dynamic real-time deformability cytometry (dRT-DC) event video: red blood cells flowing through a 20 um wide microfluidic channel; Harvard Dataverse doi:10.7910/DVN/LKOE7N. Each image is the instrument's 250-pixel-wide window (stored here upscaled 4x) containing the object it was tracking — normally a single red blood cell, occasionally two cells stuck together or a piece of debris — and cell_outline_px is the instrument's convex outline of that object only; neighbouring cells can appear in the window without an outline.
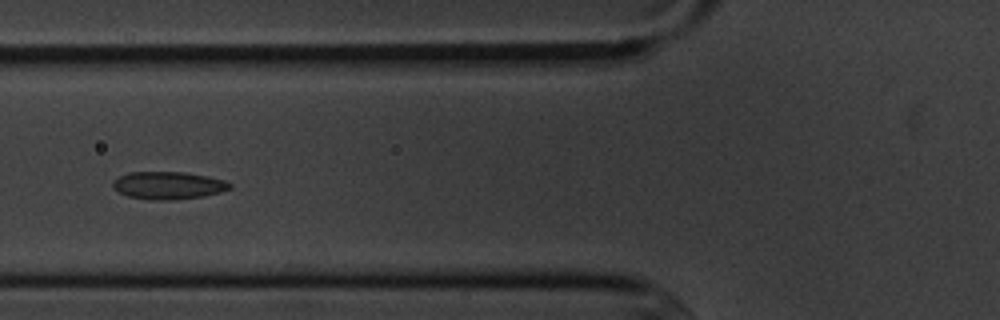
{"species": "common noctule bat (a hibernating species)", "species_latin": "Nyctalus noctula", "temperature_condition": "cold", "stored_images_in_passage": 15, "camera_frame_rate_fps": 3000, "um_per_image_px": 0.085, "animal": {"sex": "male", "body_mass_g": 20.1, "forearm_length_mm": 53.5}, "frame": {"image": 1, "passage_image": 6, "time_ms": 6.667, "image_size_px": [1000, 320], "cell_outline_px": [[232, 188], [220, 192], [204, 196], [176, 200], [152, 200], [128, 196], [112, 188], [112, 180], [128, 172], [184, 172], [208, 176], [224, 180], [232, 184]], "centroid_in_image_um": [14.3, 15.76], "position_along_channel_um": 111.5, "area_um2": 18.96}}
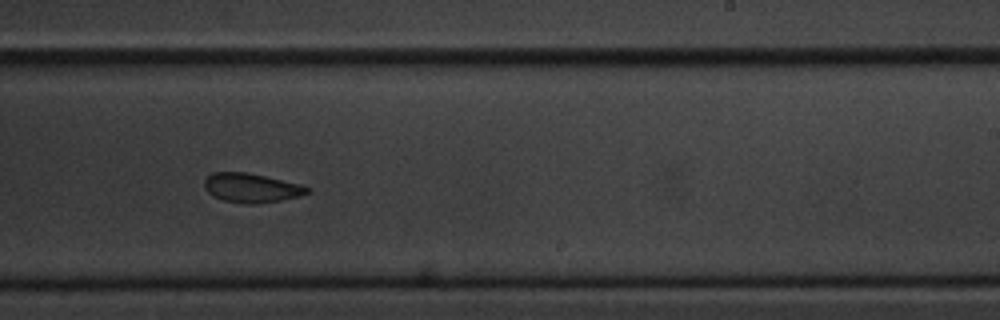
{"frame": {"image": 2, "passage_image": 10, "time_ms": 11.0, "image_size_px": [1000, 320], "cell_outline_px": [[312, 192], [280, 200], [256, 204], [244, 204], [224, 200], [212, 196], [204, 188], [204, 180], [212, 172], [248, 172], [300, 184], [312, 188]], "centroid_in_image_um": [21.36, 15.96], "position_along_channel_um": 267.6, "area_um2": 17.57}}
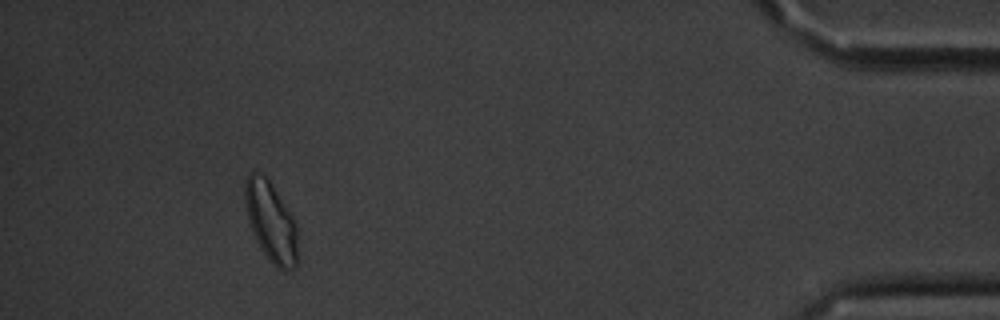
{"frame": {"image": 3, "passage_image": 14, "time_ms": 16.667, "image_size_px": [1000, 320], "cell_outline_px": [[296, 268], [284, 272], [276, 268], [272, 264], [260, 248], [252, 232], [248, 220], [244, 200], [244, 184], [248, 176], [252, 172], [256, 172], [264, 176], [268, 180], [292, 216], [296, 224]], "centroid_in_image_um": [23.0, 18.9], "position_along_channel_um": 412.2, "area_um2": 24.28}, "authors_computed_cell_mechanics": {"area_um2": 18.8428, "velocity_mm_per_s": 3.6012, "shape_relaxation_time_tau1_ms": 2.749, "shape_relaxation_time_tau2_ms": 3.5241, "deformation_change_tau1": 0.0645, "deformation_change_tau2": 0.0632}}